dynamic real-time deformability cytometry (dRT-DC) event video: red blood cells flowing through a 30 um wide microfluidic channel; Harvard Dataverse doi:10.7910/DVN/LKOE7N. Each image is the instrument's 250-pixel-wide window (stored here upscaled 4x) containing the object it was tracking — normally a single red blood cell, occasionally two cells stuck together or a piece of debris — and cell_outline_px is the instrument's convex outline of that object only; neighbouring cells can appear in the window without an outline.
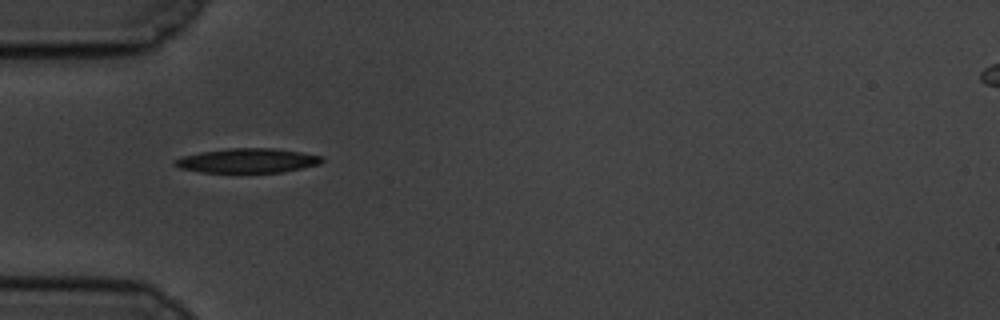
{"species": "common noctule bat (a hibernating species)", "species_latin": "Nyctalus noctula", "temperature_condition": "cold", "stored_images_in_passage": 41, "camera_frame_rate_fps": 3000, "um_per_image_px": 0.085, "animal": {"sex": "male", "body_mass_g": 19.5, "forearm_length_mm": 54.6}, "frame": {"image": 1, "passage_image": 1, "time_ms": 0.0, "image_size_px": [1000, 320], "cell_outline_px": [[324, 160], [320, 164], [304, 168], [280, 172], [200, 172], [180, 168], [172, 164], [172, 160], [184, 156], [200, 152], [228, 148], [272, 148], [300, 152], [324, 156]], "centroid_in_image_um": [21.04, 13.65], "position_along_channel_um": 64.0, "area_um2": 20.98}}
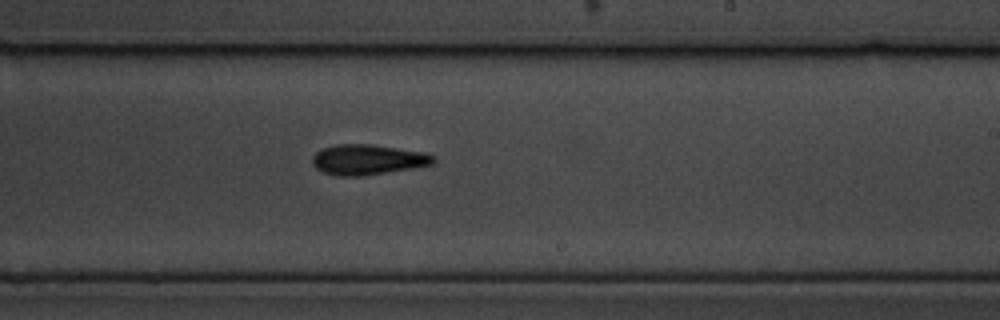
{"frame": {"image": 2, "passage_image": 18, "time_ms": 5.667, "image_size_px": [1000, 320], "cell_outline_px": [[436, 160], [432, 164], [360, 176], [336, 176], [324, 172], [316, 168], [312, 164], [312, 156], [320, 148], [336, 144], [372, 144], [424, 152], [436, 156]], "centroid_in_image_um": [31.21, 13.55], "position_along_channel_um": 257.8, "area_um2": 21.27}}
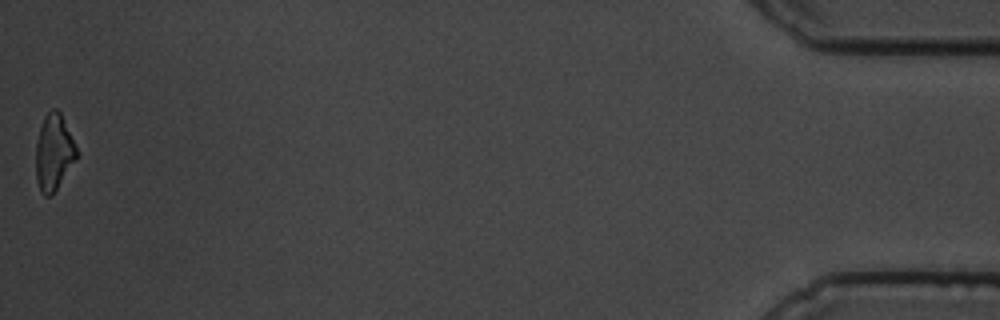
{"frame": {"image": 3, "passage_image": 41, "time_ms": 13.333, "image_size_px": [1000, 320], "cell_outline_px": [[80, 156], [52, 196], [44, 196], [40, 192], [36, 180], [36, 144], [40, 128], [44, 116], [52, 108], [56, 108], [60, 112], [80, 152]], "centroid_in_image_um": [4.61, 12.99], "position_along_channel_um": 430.6, "area_um2": 18.61}, "authors_computed_cell_mechanics": {"area_um2": 20.3456, "velocity_mm_per_s": 3.4498, "shape_relaxation_time_tau1_ms": 3.0152, "shape_relaxation_time_tau2_ms": 10.9046, "deformation_change_tau1": 0.1306, "deformation_change_tau2": 0.1969}}